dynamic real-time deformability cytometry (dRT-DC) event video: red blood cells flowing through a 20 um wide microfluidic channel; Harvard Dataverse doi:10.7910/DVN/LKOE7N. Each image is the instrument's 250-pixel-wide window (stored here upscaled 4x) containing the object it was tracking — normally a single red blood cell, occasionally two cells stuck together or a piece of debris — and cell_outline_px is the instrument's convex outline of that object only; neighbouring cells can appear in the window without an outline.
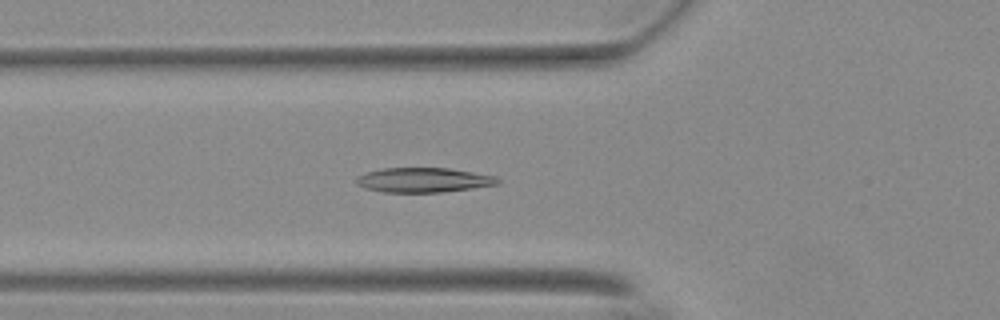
{"species": "Egyptian fruit bat (a non-hibernating species)", "species_latin": "Rousettus aegyptiacus", "temperature_condition": "warm", "stored_images_in_passage": 55, "camera_frame_rate_fps": 3000, "um_per_image_px": 0.085, "animal": {"sex": "female"}, "frame": {"image": 1, "passage_image": 20, "time_ms": 6.333, "image_size_px": [1000, 320], "cell_outline_px": [[500, 184], [472, 188], [440, 192], [384, 192], [364, 188], [356, 184], [356, 180], [364, 172], [380, 168], [448, 168], [496, 176], [500, 180]], "centroid_in_image_um": [35.98, 15.3], "position_along_channel_um": 89.8, "area_um2": 20.29}}
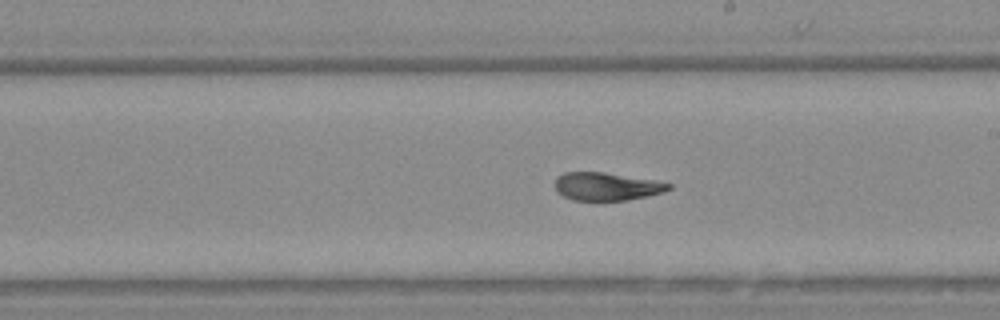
{"frame": {"image": 2, "passage_image": 32, "time_ms": 10.333, "image_size_px": [1000, 320], "cell_outline_px": [[672, 188], [664, 192], [648, 196], [628, 200], [572, 200], [556, 192], [556, 176], [564, 172], [604, 172], [652, 180], [672, 184]], "centroid_in_image_um": [51.55, 15.85], "position_along_channel_um": 237.4, "area_um2": 18.5}}
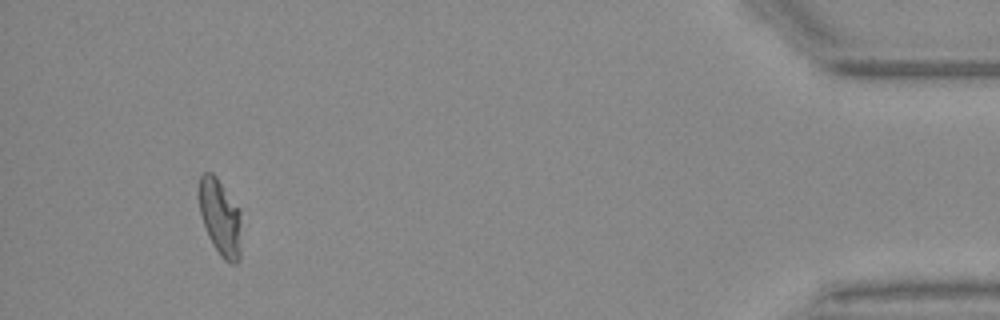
{"frame": {"image": 3, "passage_image": 52, "time_ms": 17.0, "image_size_px": [1000, 320], "cell_outline_px": [[240, 260], [236, 264], [232, 264], [224, 260], [220, 256], [212, 244], [208, 236], [200, 212], [196, 196], [200, 176], [204, 172], [212, 172], [216, 176], [240, 208]], "centroid_in_image_um": [18.69, 18.45], "position_along_channel_um": 416.5, "area_um2": 19.36}, "authors_computed_cell_mechanics": {"area_um2": 20.1144, "velocity_mm_per_s": 3.6902, "shape_relaxation_time_tau1_ms": 9.0122, "shape_relaxation_time_tau2_ms": 2.0166, "deformation_change_tau1": 0.2711, "deformation_change_tau2": 0.0792}}